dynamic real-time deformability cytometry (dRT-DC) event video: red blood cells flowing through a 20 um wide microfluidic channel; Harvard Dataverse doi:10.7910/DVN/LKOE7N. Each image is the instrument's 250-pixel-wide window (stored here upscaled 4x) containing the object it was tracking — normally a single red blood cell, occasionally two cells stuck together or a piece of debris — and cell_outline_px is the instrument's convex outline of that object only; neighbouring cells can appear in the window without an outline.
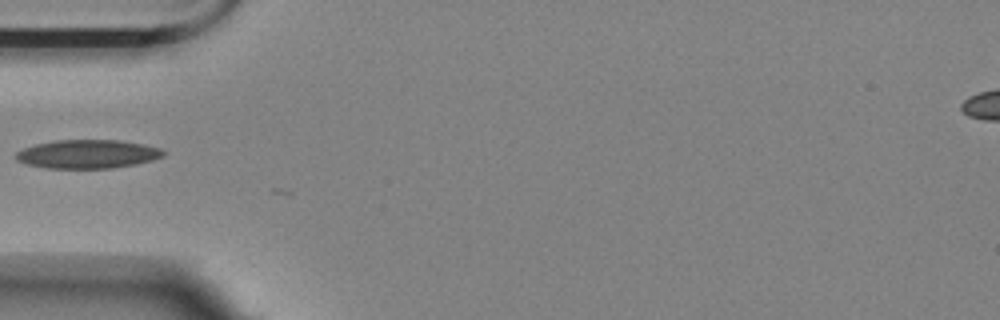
{"species": "Egyptian fruit bat (a non-hibernating species)", "species_latin": "Rousettus aegyptiacus", "temperature_condition": "room temperature", "stored_images_in_passage": 9, "camera_frame_rate_fps": 3000, "um_per_image_px": 0.085, "animal": {"sex": "female"}, "frame": {"image": 1, "passage_image": 3, "time_ms": 0.667, "image_size_px": [1000, 320], "cell_outline_px": [[164, 156], [152, 160], [136, 164], [112, 168], [48, 168], [24, 164], [16, 160], [16, 152], [24, 148], [36, 144], [52, 140], [120, 140], [160, 148], [164, 152]], "centroid_in_image_um": [7.41, 13.1], "position_along_channel_um": 77.6, "area_um2": 24.57}}
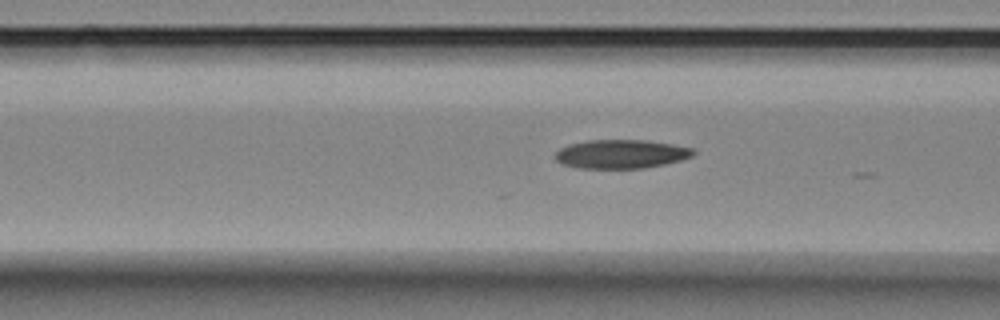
{"frame": {"image": 2, "passage_image": 6, "time_ms": 1.667, "image_size_px": [1000, 320], "cell_outline_px": [[696, 152], [692, 156], [680, 160], [664, 164], [644, 168], [576, 168], [560, 164], [552, 156], [560, 148], [568, 144], [588, 140], [644, 140], [672, 144], [696, 148]], "centroid_in_image_um": [52.76, 13.09], "position_along_channel_um": 113.8, "area_um2": 23.41}}